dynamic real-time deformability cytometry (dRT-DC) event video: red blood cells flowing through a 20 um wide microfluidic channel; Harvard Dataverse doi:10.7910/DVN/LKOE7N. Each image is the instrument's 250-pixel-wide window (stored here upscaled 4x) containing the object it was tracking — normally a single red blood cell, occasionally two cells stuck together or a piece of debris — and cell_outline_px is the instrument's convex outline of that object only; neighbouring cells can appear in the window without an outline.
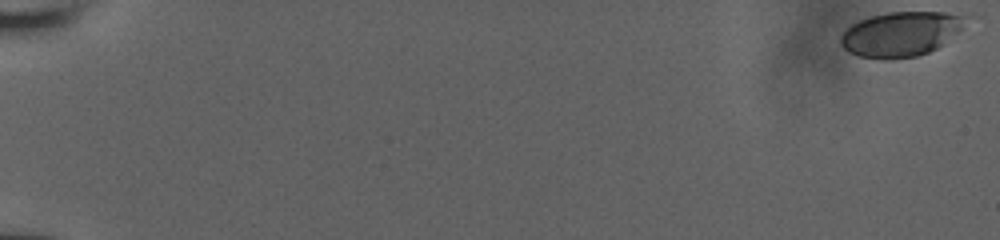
{"species": "human", "species_latin": "Homo sapiens", "temperature_condition": "room temperature", "stored_images_in_passage": 77, "camera_frame_rate_fps": 3000, "um_per_image_px": 0.085, "donor": {"sex": "male"}, "frame": {"image": 1, "passage_image": 1, "time_ms": 0.0, "image_size_px": [1000, 240], "cell_outline_px": [[964, 16], [960, 28], [944, 44], [928, 52], [916, 56], [884, 60], [860, 56], [848, 52], [840, 44], [840, 36], [852, 24], [860, 20], [872, 16], [888, 12], [944, 12]], "centroid_in_image_um": [76.49, 2.91], "position_along_channel_um": 8.5, "area_um2": 32.02}}
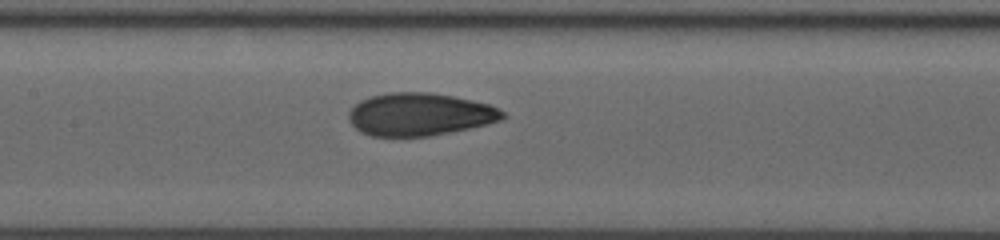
{"frame": {"image": 2, "passage_image": 51, "time_ms": 10.0, "image_size_px": [1000, 240], "cell_outline_px": [[508, 116], [500, 120], [488, 124], [428, 136], [372, 136], [360, 132], [348, 120], [348, 112], [360, 100], [372, 96], [388, 92], [432, 92], [472, 100], [488, 104], [504, 112]], "centroid_in_image_um": [35.66, 9.71], "position_along_channel_um": 171.7, "area_um2": 38.21}}
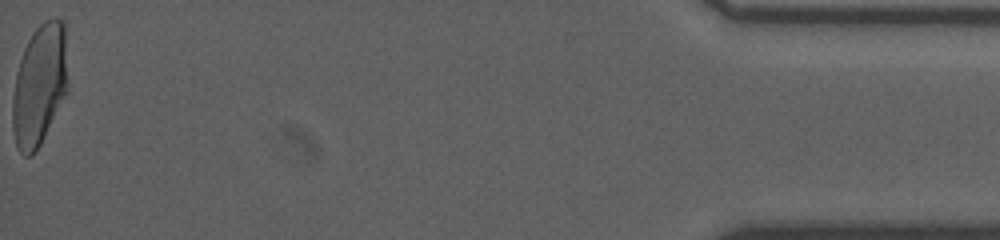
{"frame": {"image": 3, "passage_image": 77, "time_ms": 19.0, "image_size_px": [1000, 240], "cell_outline_px": [[68, 92], [36, 152], [32, 156], [24, 156], [20, 152], [16, 144], [12, 128], [12, 100], [16, 72], [24, 48], [28, 40], [36, 28], [44, 20], [64, 20], [68, 84]], "centroid_in_image_um": [3.36, 7.26], "position_along_channel_um": 431.8, "area_um2": 39.36}, "authors_computed_cell_mechanics": {"area_um2": 35.9516, "velocity_mm_per_s": 3.863, "shape_relaxation_time_tau1_ms": 5.5037, "shape_relaxation_time_tau2_ms": 1.0951, "deformation_change_tau1": 0.1921, "deformation_change_tau2": 0.0624}}